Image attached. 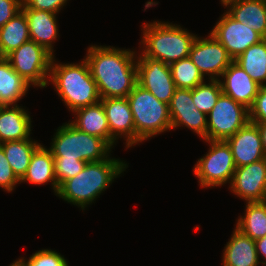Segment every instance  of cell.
I'll use <instances>...</instances> for the list:
<instances>
[{
	"label": "cell",
	"instance_id": "obj_21",
	"mask_svg": "<svg viewBox=\"0 0 266 266\" xmlns=\"http://www.w3.org/2000/svg\"><path fill=\"white\" fill-rule=\"evenodd\" d=\"M224 246L222 266H260L255 240L243 234L236 227ZM260 264V265H259Z\"/></svg>",
	"mask_w": 266,
	"mask_h": 266
},
{
	"label": "cell",
	"instance_id": "obj_29",
	"mask_svg": "<svg viewBox=\"0 0 266 266\" xmlns=\"http://www.w3.org/2000/svg\"><path fill=\"white\" fill-rule=\"evenodd\" d=\"M170 69L176 88L194 89L207 81L189 57L171 63Z\"/></svg>",
	"mask_w": 266,
	"mask_h": 266
},
{
	"label": "cell",
	"instance_id": "obj_3",
	"mask_svg": "<svg viewBox=\"0 0 266 266\" xmlns=\"http://www.w3.org/2000/svg\"><path fill=\"white\" fill-rule=\"evenodd\" d=\"M141 31V51L138 50L137 55L160 60L169 65L188 58L192 44L198 36L181 25L160 20L142 23Z\"/></svg>",
	"mask_w": 266,
	"mask_h": 266
},
{
	"label": "cell",
	"instance_id": "obj_39",
	"mask_svg": "<svg viewBox=\"0 0 266 266\" xmlns=\"http://www.w3.org/2000/svg\"><path fill=\"white\" fill-rule=\"evenodd\" d=\"M9 266H20L16 261H13Z\"/></svg>",
	"mask_w": 266,
	"mask_h": 266
},
{
	"label": "cell",
	"instance_id": "obj_16",
	"mask_svg": "<svg viewBox=\"0 0 266 266\" xmlns=\"http://www.w3.org/2000/svg\"><path fill=\"white\" fill-rule=\"evenodd\" d=\"M226 142L229 144L236 167L249 165L266 158L260 132L255 123L249 121Z\"/></svg>",
	"mask_w": 266,
	"mask_h": 266
},
{
	"label": "cell",
	"instance_id": "obj_32",
	"mask_svg": "<svg viewBox=\"0 0 266 266\" xmlns=\"http://www.w3.org/2000/svg\"><path fill=\"white\" fill-rule=\"evenodd\" d=\"M86 164V161H81L78 159H64V157H54V168L58 187L65 180H68L81 172Z\"/></svg>",
	"mask_w": 266,
	"mask_h": 266
},
{
	"label": "cell",
	"instance_id": "obj_6",
	"mask_svg": "<svg viewBox=\"0 0 266 266\" xmlns=\"http://www.w3.org/2000/svg\"><path fill=\"white\" fill-rule=\"evenodd\" d=\"M55 131L49 147L53 157L78 159L89 163L105 160L112 155L113 148L104 139L77 129L69 121L57 127Z\"/></svg>",
	"mask_w": 266,
	"mask_h": 266
},
{
	"label": "cell",
	"instance_id": "obj_2",
	"mask_svg": "<svg viewBox=\"0 0 266 266\" xmlns=\"http://www.w3.org/2000/svg\"><path fill=\"white\" fill-rule=\"evenodd\" d=\"M128 165L126 161L112 156L99 162H89L81 172L59 186L56 196L84 211L126 171Z\"/></svg>",
	"mask_w": 266,
	"mask_h": 266
},
{
	"label": "cell",
	"instance_id": "obj_33",
	"mask_svg": "<svg viewBox=\"0 0 266 266\" xmlns=\"http://www.w3.org/2000/svg\"><path fill=\"white\" fill-rule=\"evenodd\" d=\"M17 184H21L20 180L14 174L0 145V188L5 192L12 193L17 187Z\"/></svg>",
	"mask_w": 266,
	"mask_h": 266
},
{
	"label": "cell",
	"instance_id": "obj_26",
	"mask_svg": "<svg viewBox=\"0 0 266 266\" xmlns=\"http://www.w3.org/2000/svg\"><path fill=\"white\" fill-rule=\"evenodd\" d=\"M30 40L25 13L21 10L0 28V55L6 57Z\"/></svg>",
	"mask_w": 266,
	"mask_h": 266
},
{
	"label": "cell",
	"instance_id": "obj_11",
	"mask_svg": "<svg viewBox=\"0 0 266 266\" xmlns=\"http://www.w3.org/2000/svg\"><path fill=\"white\" fill-rule=\"evenodd\" d=\"M210 33L226 48L233 60L264 39L248 25L235 20L227 11L219 17Z\"/></svg>",
	"mask_w": 266,
	"mask_h": 266
},
{
	"label": "cell",
	"instance_id": "obj_20",
	"mask_svg": "<svg viewBox=\"0 0 266 266\" xmlns=\"http://www.w3.org/2000/svg\"><path fill=\"white\" fill-rule=\"evenodd\" d=\"M235 20L266 38V0H220Z\"/></svg>",
	"mask_w": 266,
	"mask_h": 266
},
{
	"label": "cell",
	"instance_id": "obj_34",
	"mask_svg": "<svg viewBox=\"0 0 266 266\" xmlns=\"http://www.w3.org/2000/svg\"><path fill=\"white\" fill-rule=\"evenodd\" d=\"M69 0H23L21 9H36L44 10L52 13H57L67 6Z\"/></svg>",
	"mask_w": 266,
	"mask_h": 266
},
{
	"label": "cell",
	"instance_id": "obj_15",
	"mask_svg": "<svg viewBox=\"0 0 266 266\" xmlns=\"http://www.w3.org/2000/svg\"><path fill=\"white\" fill-rule=\"evenodd\" d=\"M111 134V147L119 138L125 141V148L135 147V127L133 115L126 97L101 98Z\"/></svg>",
	"mask_w": 266,
	"mask_h": 266
},
{
	"label": "cell",
	"instance_id": "obj_31",
	"mask_svg": "<svg viewBox=\"0 0 266 266\" xmlns=\"http://www.w3.org/2000/svg\"><path fill=\"white\" fill-rule=\"evenodd\" d=\"M20 266H69V261L60 252L41 249L30 255L29 259L20 257L15 260Z\"/></svg>",
	"mask_w": 266,
	"mask_h": 266
},
{
	"label": "cell",
	"instance_id": "obj_24",
	"mask_svg": "<svg viewBox=\"0 0 266 266\" xmlns=\"http://www.w3.org/2000/svg\"><path fill=\"white\" fill-rule=\"evenodd\" d=\"M30 87L5 57L0 58V106L18 105Z\"/></svg>",
	"mask_w": 266,
	"mask_h": 266
},
{
	"label": "cell",
	"instance_id": "obj_12",
	"mask_svg": "<svg viewBox=\"0 0 266 266\" xmlns=\"http://www.w3.org/2000/svg\"><path fill=\"white\" fill-rule=\"evenodd\" d=\"M137 83L158 100L170 103L176 90L169 64L146 56H137Z\"/></svg>",
	"mask_w": 266,
	"mask_h": 266
},
{
	"label": "cell",
	"instance_id": "obj_7",
	"mask_svg": "<svg viewBox=\"0 0 266 266\" xmlns=\"http://www.w3.org/2000/svg\"><path fill=\"white\" fill-rule=\"evenodd\" d=\"M203 141L209 144V149L193 167L200 187L207 189L230 184L236 164L229 144L223 140Z\"/></svg>",
	"mask_w": 266,
	"mask_h": 266
},
{
	"label": "cell",
	"instance_id": "obj_14",
	"mask_svg": "<svg viewBox=\"0 0 266 266\" xmlns=\"http://www.w3.org/2000/svg\"><path fill=\"white\" fill-rule=\"evenodd\" d=\"M229 189L245 203L266 201V158L236 167Z\"/></svg>",
	"mask_w": 266,
	"mask_h": 266
},
{
	"label": "cell",
	"instance_id": "obj_35",
	"mask_svg": "<svg viewBox=\"0 0 266 266\" xmlns=\"http://www.w3.org/2000/svg\"><path fill=\"white\" fill-rule=\"evenodd\" d=\"M251 122L266 123V86H261L255 97L254 103L249 109Z\"/></svg>",
	"mask_w": 266,
	"mask_h": 266
},
{
	"label": "cell",
	"instance_id": "obj_27",
	"mask_svg": "<svg viewBox=\"0 0 266 266\" xmlns=\"http://www.w3.org/2000/svg\"><path fill=\"white\" fill-rule=\"evenodd\" d=\"M260 86H266V38L233 60Z\"/></svg>",
	"mask_w": 266,
	"mask_h": 266
},
{
	"label": "cell",
	"instance_id": "obj_30",
	"mask_svg": "<svg viewBox=\"0 0 266 266\" xmlns=\"http://www.w3.org/2000/svg\"><path fill=\"white\" fill-rule=\"evenodd\" d=\"M221 93L219 80H208L192 89V100L197 109L207 115L215 106Z\"/></svg>",
	"mask_w": 266,
	"mask_h": 266
},
{
	"label": "cell",
	"instance_id": "obj_19",
	"mask_svg": "<svg viewBox=\"0 0 266 266\" xmlns=\"http://www.w3.org/2000/svg\"><path fill=\"white\" fill-rule=\"evenodd\" d=\"M32 122L25 106H0V144L30 138Z\"/></svg>",
	"mask_w": 266,
	"mask_h": 266
},
{
	"label": "cell",
	"instance_id": "obj_36",
	"mask_svg": "<svg viewBox=\"0 0 266 266\" xmlns=\"http://www.w3.org/2000/svg\"><path fill=\"white\" fill-rule=\"evenodd\" d=\"M23 0H0V28L21 11Z\"/></svg>",
	"mask_w": 266,
	"mask_h": 266
},
{
	"label": "cell",
	"instance_id": "obj_22",
	"mask_svg": "<svg viewBox=\"0 0 266 266\" xmlns=\"http://www.w3.org/2000/svg\"><path fill=\"white\" fill-rule=\"evenodd\" d=\"M31 183L33 185H44L51 183L54 195L58 192L56 181L54 157L49 148L41 144L33 153L30 164L20 183Z\"/></svg>",
	"mask_w": 266,
	"mask_h": 266
},
{
	"label": "cell",
	"instance_id": "obj_25",
	"mask_svg": "<svg viewBox=\"0 0 266 266\" xmlns=\"http://www.w3.org/2000/svg\"><path fill=\"white\" fill-rule=\"evenodd\" d=\"M33 138L1 143L6 159L19 180L25 175L34 151L41 145Z\"/></svg>",
	"mask_w": 266,
	"mask_h": 266
},
{
	"label": "cell",
	"instance_id": "obj_4",
	"mask_svg": "<svg viewBox=\"0 0 266 266\" xmlns=\"http://www.w3.org/2000/svg\"><path fill=\"white\" fill-rule=\"evenodd\" d=\"M53 57L48 82L69 111L96 104L101 100L85 59L78 63H63ZM60 62V63H58Z\"/></svg>",
	"mask_w": 266,
	"mask_h": 266
},
{
	"label": "cell",
	"instance_id": "obj_9",
	"mask_svg": "<svg viewBox=\"0 0 266 266\" xmlns=\"http://www.w3.org/2000/svg\"><path fill=\"white\" fill-rule=\"evenodd\" d=\"M249 121V109L221 93L207 114L206 140L226 141Z\"/></svg>",
	"mask_w": 266,
	"mask_h": 266
},
{
	"label": "cell",
	"instance_id": "obj_23",
	"mask_svg": "<svg viewBox=\"0 0 266 266\" xmlns=\"http://www.w3.org/2000/svg\"><path fill=\"white\" fill-rule=\"evenodd\" d=\"M74 119L69 122L77 129L104 139L111 146V134L107 117L101 101L76 109L72 112Z\"/></svg>",
	"mask_w": 266,
	"mask_h": 266
},
{
	"label": "cell",
	"instance_id": "obj_17",
	"mask_svg": "<svg viewBox=\"0 0 266 266\" xmlns=\"http://www.w3.org/2000/svg\"><path fill=\"white\" fill-rule=\"evenodd\" d=\"M219 82L222 93L248 109L253 105L261 87L234 61L222 73Z\"/></svg>",
	"mask_w": 266,
	"mask_h": 266
},
{
	"label": "cell",
	"instance_id": "obj_18",
	"mask_svg": "<svg viewBox=\"0 0 266 266\" xmlns=\"http://www.w3.org/2000/svg\"><path fill=\"white\" fill-rule=\"evenodd\" d=\"M27 19L30 40L54 54V43L59 38L57 13L36 9H21Z\"/></svg>",
	"mask_w": 266,
	"mask_h": 266
},
{
	"label": "cell",
	"instance_id": "obj_1",
	"mask_svg": "<svg viewBox=\"0 0 266 266\" xmlns=\"http://www.w3.org/2000/svg\"><path fill=\"white\" fill-rule=\"evenodd\" d=\"M87 48L84 59L100 97H127L137 84V52L109 45L92 44Z\"/></svg>",
	"mask_w": 266,
	"mask_h": 266
},
{
	"label": "cell",
	"instance_id": "obj_13",
	"mask_svg": "<svg viewBox=\"0 0 266 266\" xmlns=\"http://www.w3.org/2000/svg\"><path fill=\"white\" fill-rule=\"evenodd\" d=\"M168 107L171 130L186 127L201 140H206L207 115L199 111L193 103L192 89L176 88Z\"/></svg>",
	"mask_w": 266,
	"mask_h": 266
},
{
	"label": "cell",
	"instance_id": "obj_8",
	"mask_svg": "<svg viewBox=\"0 0 266 266\" xmlns=\"http://www.w3.org/2000/svg\"><path fill=\"white\" fill-rule=\"evenodd\" d=\"M54 55L46 48L29 40L5 58L12 68L31 86L46 88Z\"/></svg>",
	"mask_w": 266,
	"mask_h": 266
},
{
	"label": "cell",
	"instance_id": "obj_10",
	"mask_svg": "<svg viewBox=\"0 0 266 266\" xmlns=\"http://www.w3.org/2000/svg\"><path fill=\"white\" fill-rule=\"evenodd\" d=\"M188 57L206 80H219L233 62L226 48L211 33L205 38L196 37Z\"/></svg>",
	"mask_w": 266,
	"mask_h": 266
},
{
	"label": "cell",
	"instance_id": "obj_28",
	"mask_svg": "<svg viewBox=\"0 0 266 266\" xmlns=\"http://www.w3.org/2000/svg\"><path fill=\"white\" fill-rule=\"evenodd\" d=\"M245 212L237 218L236 227L253 240L266 236V201L246 202Z\"/></svg>",
	"mask_w": 266,
	"mask_h": 266
},
{
	"label": "cell",
	"instance_id": "obj_5",
	"mask_svg": "<svg viewBox=\"0 0 266 266\" xmlns=\"http://www.w3.org/2000/svg\"><path fill=\"white\" fill-rule=\"evenodd\" d=\"M133 115L135 145L171 130L168 104L138 83L126 97Z\"/></svg>",
	"mask_w": 266,
	"mask_h": 266
},
{
	"label": "cell",
	"instance_id": "obj_37",
	"mask_svg": "<svg viewBox=\"0 0 266 266\" xmlns=\"http://www.w3.org/2000/svg\"><path fill=\"white\" fill-rule=\"evenodd\" d=\"M256 251L261 264H266V236L255 240ZM260 256L264 261L260 260Z\"/></svg>",
	"mask_w": 266,
	"mask_h": 266
},
{
	"label": "cell",
	"instance_id": "obj_38",
	"mask_svg": "<svg viewBox=\"0 0 266 266\" xmlns=\"http://www.w3.org/2000/svg\"><path fill=\"white\" fill-rule=\"evenodd\" d=\"M253 123L256 124L260 132L262 146H263V149L266 155V123H263V122H253Z\"/></svg>",
	"mask_w": 266,
	"mask_h": 266
}]
</instances>
